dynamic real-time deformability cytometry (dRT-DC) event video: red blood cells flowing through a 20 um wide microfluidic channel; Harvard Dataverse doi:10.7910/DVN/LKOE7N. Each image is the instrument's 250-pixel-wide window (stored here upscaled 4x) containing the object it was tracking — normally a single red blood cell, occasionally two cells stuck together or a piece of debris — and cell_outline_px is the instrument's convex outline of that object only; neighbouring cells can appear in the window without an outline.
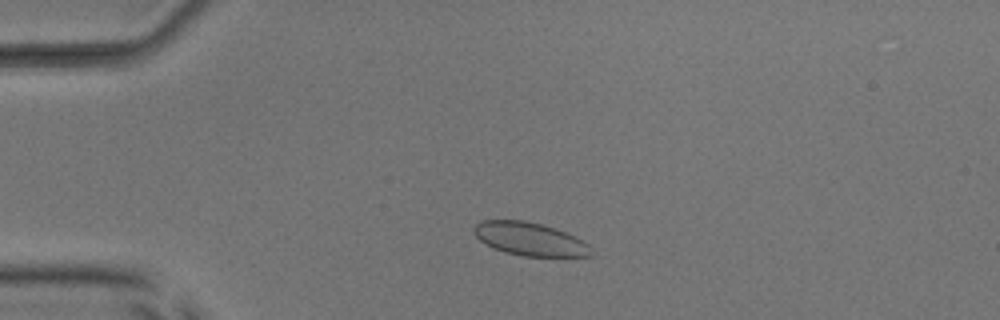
{"species": "common noctule bat (a hibernating species)", "species_latin": "Nyctalus noctula", "temperature_condition": "room temperature", "stored_images_in_passage": 49, "camera_frame_rate_fps": 3000, "um_per_image_px": 0.085, "animal": {"sex": "male", "body_mass_g": 17.9, "forearm_length_mm": 54.2}, "frame": {"image": 1, "passage_image": 8, "time_ms": 2.333, "image_size_px": [1000, 320], "cell_outline_px": [[592, 256], [524, 256], [504, 252], [480, 240], [472, 232], [472, 228], [480, 220], [524, 220], [556, 228], [576, 236], [588, 244]], "centroid_in_image_um": [45.02, 20.3], "position_along_channel_um": 40.0, "area_um2": 22.54}}
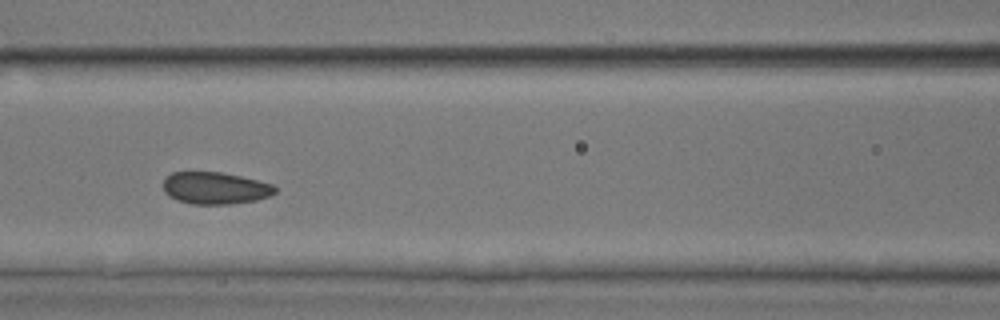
{"frame": {"image": 2, "passage_image": 19, "time_ms": 6.0, "image_size_px": [1000, 320], "cell_outline_px": [[276, 192], [268, 196], [256, 200], [228, 204], [192, 204], [176, 200], [168, 196], [164, 192], [164, 180], [172, 172], [220, 172], [240, 176], [272, 184], [276, 188]], "centroid_in_image_um": [18.26, 15.99], "position_along_channel_um": 148.3, "area_um2": 20.75}}
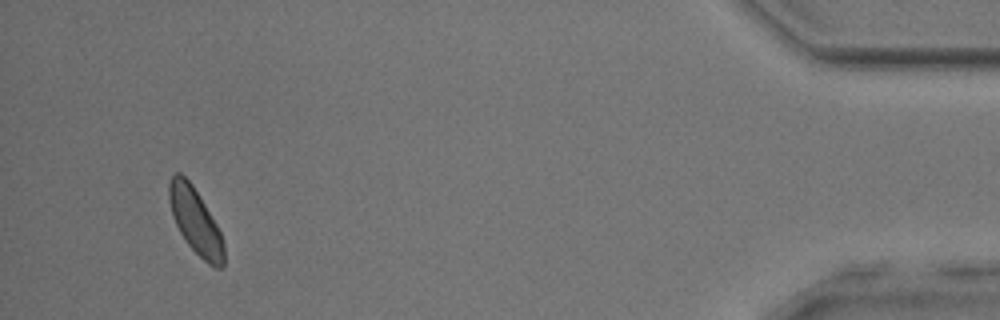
{"frame": {"image": 3, "passage_image": 45, "time_ms": 14.667, "image_size_px": [1000, 320], "cell_outline_px": [[224, 268], [216, 268], [208, 264], [188, 244], [180, 232], [172, 216], [168, 200], [168, 180], [176, 172], [180, 172], [192, 184], [216, 224], [220, 232], [224, 244]], "centroid_in_image_um": [16.59, 18.79], "position_along_channel_um": 418.6, "area_um2": 20.87}, "authors_computed_cell_mechanics": {"area_um2": 21.5016, "velocity_mm_per_s": 3.9407, "shape_relaxation_time_tau1_ms": 4.0468, "shape_relaxation_time_tau2_ms": 1.6202, "deformation_change_tau1": 0.0415, "deformation_change_tau2": 0.0376}}